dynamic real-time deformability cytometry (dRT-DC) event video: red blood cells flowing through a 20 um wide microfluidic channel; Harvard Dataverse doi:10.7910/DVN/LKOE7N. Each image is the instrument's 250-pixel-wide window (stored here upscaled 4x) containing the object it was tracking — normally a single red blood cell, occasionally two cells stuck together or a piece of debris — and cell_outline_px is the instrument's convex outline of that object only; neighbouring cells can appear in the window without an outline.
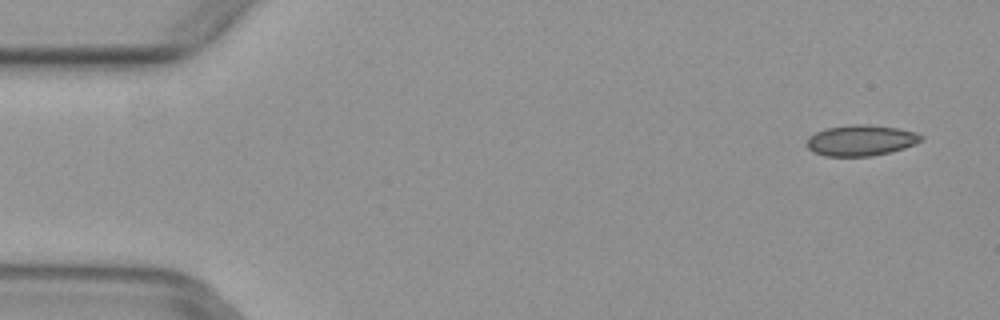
{"species": "common noctule bat (a hibernating species)", "species_latin": "Nyctalus noctula", "temperature_condition": "warm", "stored_images_in_passage": 3, "camera_frame_rate_fps": 3000, "um_per_image_px": 0.085, "animal": {"sex": "female", "body_mass_g": 29.2, "forearm_length_mm": 56.3}, "frame": {"image": 1, "passage_image": 1, "time_ms": 0.0, "image_size_px": [1000, 320], "cell_outline_px": [[924, 136], [920, 140], [904, 148], [872, 156], [824, 156], [812, 152], [808, 148], [808, 136], [824, 128], [852, 124], [864, 124], [896, 128], [916, 132]], "centroid_in_image_um": [73.13, 11.93], "position_along_channel_um": 11.9, "area_um2": 20.4}}